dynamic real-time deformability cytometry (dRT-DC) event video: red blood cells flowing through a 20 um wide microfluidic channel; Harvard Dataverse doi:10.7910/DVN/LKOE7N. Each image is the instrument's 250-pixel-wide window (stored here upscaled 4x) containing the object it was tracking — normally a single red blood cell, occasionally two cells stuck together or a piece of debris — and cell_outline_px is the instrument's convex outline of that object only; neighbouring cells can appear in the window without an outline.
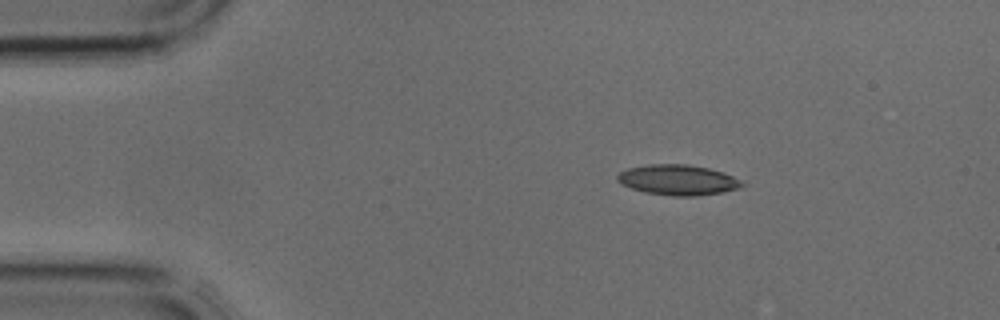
{"species": "common noctule bat (a hibernating species)", "species_latin": "Nyctalus noctula", "temperature_condition": "cold", "stored_images_in_passage": 2, "camera_frame_rate_fps": 3000, "um_per_image_px": 0.085, "animal": {"sex": "male", "body_mass_g": 17.9, "forearm_length_mm": 54.2}, "frame": {"image": 1, "passage_image": 1, "time_ms": 0.0, "image_size_px": [1000, 320], "cell_outline_px": [[744, 184], [740, 188], [724, 192], [696, 196], [672, 196], [644, 192], [632, 188], [616, 180], [616, 176], [620, 172], [628, 168], [648, 164], [684, 164], [708, 168], [724, 172], [740, 180]], "centroid_in_image_um": [57.63, 15.3], "position_along_channel_um": 27.4, "area_um2": 22.02}}